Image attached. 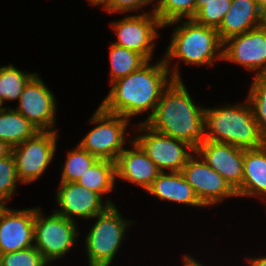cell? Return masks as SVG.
<instances>
[{
  "label": "cell",
  "instance_id": "cell-1",
  "mask_svg": "<svg viewBox=\"0 0 266 266\" xmlns=\"http://www.w3.org/2000/svg\"><path fill=\"white\" fill-rule=\"evenodd\" d=\"M173 80L163 57L155 64L148 60L131 74L112 82L100 106L106 112L119 114L129 120L150 111L142 121L145 123L153 115L163 91Z\"/></svg>",
  "mask_w": 266,
  "mask_h": 266
},
{
  "label": "cell",
  "instance_id": "cell-2",
  "mask_svg": "<svg viewBox=\"0 0 266 266\" xmlns=\"http://www.w3.org/2000/svg\"><path fill=\"white\" fill-rule=\"evenodd\" d=\"M194 102L183 80H173L145 124L156 132L188 142L196 149L205 140V108Z\"/></svg>",
  "mask_w": 266,
  "mask_h": 266
},
{
  "label": "cell",
  "instance_id": "cell-3",
  "mask_svg": "<svg viewBox=\"0 0 266 266\" xmlns=\"http://www.w3.org/2000/svg\"><path fill=\"white\" fill-rule=\"evenodd\" d=\"M180 21H173L163 26L165 28L178 24L174 27L167 50L163 55L165 65L174 80H182L178 65L180 61L190 66L203 67L214 66L216 60L223 61V42L215 28L200 25L192 19L182 20L179 25ZM172 60H177V64L171 65Z\"/></svg>",
  "mask_w": 266,
  "mask_h": 266
},
{
  "label": "cell",
  "instance_id": "cell-4",
  "mask_svg": "<svg viewBox=\"0 0 266 266\" xmlns=\"http://www.w3.org/2000/svg\"><path fill=\"white\" fill-rule=\"evenodd\" d=\"M204 116L206 140L231 144L244 150L259 148L266 143L247 99L240 105L226 103L218 108L205 107Z\"/></svg>",
  "mask_w": 266,
  "mask_h": 266
},
{
  "label": "cell",
  "instance_id": "cell-5",
  "mask_svg": "<svg viewBox=\"0 0 266 266\" xmlns=\"http://www.w3.org/2000/svg\"><path fill=\"white\" fill-rule=\"evenodd\" d=\"M93 219L96 221L84 239L88 265L111 266L134 221L123 218L116 205H110Z\"/></svg>",
  "mask_w": 266,
  "mask_h": 266
},
{
  "label": "cell",
  "instance_id": "cell-6",
  "mask_svg": "<svg viewBox=\"0 0 266 266\" xmlns=\"http://www.w3.org/2000/svg\"><path fill=\"white\" fill-rule=\"evenodd\" d=\"M42 212L40 207H35L34 246L47 263H54L69 254L79 240L78 223L54 211L49 216Z\"/></svg>",
  "mask_w": 266,
  "mask_h": 266
},
{
  "label": "cell",
  "instance_id": "cell-7",
  "mask_svg": "<svg viewBox=\"0 0 266 266\" xmlns=\"http://www.w3.org/2000/svg\"><path fill=\"white\" fill-rule=\"evenodd\" d=\"M96 124L79 145L97 159L116 161L118 155L125 149L127 127L130 120L119 114L106 112L100 105L89 120Z\"/></svg>",
  "mask_w": 266,
  "mask_h": 266
},
{
  "label": "cell",
  "instance_id": "cell-8",
  "mask_svg": "<svg viewBox=\"0 0 266 266\" xmlns=\"http://www.w3.org/2000/svg\"><path fill=\"white\" fill-rule=\"evenodd\" d=\"M140 135L134 141L156 164L160 172H179L196 149L188 142L154 131L145 123L137 124Z\"/></svg>",
  "mask_w": 266,
  "mask_h": 266
},
{
  "label": "cell",
  "instance_id": "cell-9",
  "mask_svg": "<svg viewBox=\"0 0 266 266\" xmlns=\"http://www.w3.org/2000/svg\"><path fill=\"white\" fill-rule=\"evenodd\" d=\"M58 131H38L33 137L12 148L16 172L21 184L38 180L52 163Z\"/></svg>",
  "mask_w": 266,
  "mask_h": 266
},
{
  "label": "cell",
  "instance_id": "cell-10",
  "mask_svg": "<svg viewBox=\"0 0 266 266\" xmlns=\"http://www.w3.org/2000/svg\"><path fill=\"white\" fill-rule=\"evenodd\" d=\"M117 37L114 44L138 52L147 60H152L154 47L159 38L162 23L153 11L125 15L122 19L110 23Z\"/></svg>",
  "mask_w": 266,
  "mask_h": 266
},
{
  "label": "cell",
  "instance_id": "cell-11",
  "mask_svg": "<svg viewBox=\"0 0 266 266\" xmlns=\"http://www.w3.org/2000/svg\"><path fill=\"white\" fill-rule=\"evenodd\" d=\"M181 173L204 207L220 204L226 198L237 197L236 191L229 183L197 152L188 159Z\"/></svg>",
  "mask_w": 266,
  "mask_h": 266
},
{
  "label": "cell",
  "instance_id": "cell-12",
  "mask_svg": "<svg viewBox=\"0 0 266 266\" xmlns=\"http://www.w3.org/2000/svg\"><path fill=\"white\" fill-rule=\"evenodd\" d=\"M53 92L36 73L25 85L18 106L14 108L39 131H57L55 129L57 102ZM55 129V130H54Z\"/></svg>",
  "mask_w": 266,
  "mask_h": 266
},
{
  "label": "cell",
  "instance_id": "cell-13",
  "mask_svg": "<svg viewBox=\"0 0 266 266\" xmlns=\"http://www.w3.org/2000/svg\"><path fill=\"white\" fill-rule=\"evenodd\" d=\"M223 61L266 75V30L260 26L223 42ZM255 73V74H254Z\"/></svg>",
  "mask_w": 266,
  "mask_h": 266
},
{
  "label": "cell",
  "instance_id": "cell-14",
  "mask_svg": "<svg viewBox=\"0 0 266 266\" xmlns=\"http://www.w3.org/2000/svg\"><path fill=\"white\" fill-rule=\"evenodd\" d=\"M110 198L103 197L76 182H60L56 194V202L59 209L53 211L67 219H92L103 213L110 205H115Z\"/></svg>",
  "mask_w": 266,
  "mask_h": 266
},
{
  "label": "cell",
  "instance_id": "cell-15",
  "mask_svg": "<svg viewBox=\"0 0 266 266\" xmlns=\"http://www.w3.org/2000/svg\"><path fill=\"white\" fill-rule=\"evenodd\" d=\"M35 207L13 209L6 207L0 214V254L20 251L34 246Z\"/></svg>",
  "mask_w": 266,
  "mask_h": 266
},
{
  "label": "cell",
  "instance_id": "cell-16",
  "mask_svg": "<svg viewBox=\"0 0 266 266\" xmlns=\"http://www.w3.org/2000/svg\"><path fill=\"white\" fill-rule=\"evenodd\" d=\"M196 152L237 191L242 186L244 149L204 140Z\"/></svg>",
  "mask_w": 266,
  "mask_h": 266
},
{
  "label": "cell",
  "instance_id": "cell-17",
  "mask_svg": "<svg viewBox=\"0 0 266 266\" xmlns=\"http://www.w3.org/2000/svg\"><path fill=\"white\" fill-rule=\"evenodd\" d=\"M129 144L132 148L124 149L115 161L116 179H122L146 191L160 171L132 138Z\"/></svg>",
  "mask_w": 266,
  "mask_h": 266
},
{
  "label": "cell",
  "instance_id": "cell-18",
  "mask_svg": "<svg viewBox=\"0 0 266 266\" xmlns=\"http://www.w3.org/2000/svg\"><path fill=\"white\" fill-rule=\"evenodd\" d=\"M146 193L171 203L175 202L194 208H204L181 171L160 172L151 186L146 190Z\"/></svg>",
  "mask_w": 266,
  "mask_h": 266
},
{
  "label": "cell",
  "instance_id": "cell-19",
  "mask_svg": "<svg viewBox=\"0 0 266 266\" xmlns=\"http://www.w3.org/2000/svg\"><path fill=\"white\" fill-rule=\"evenodd\" d=\"M236 193L237 197H259L266 203V143L244 150L242 186Z\"/></svg>",
  "mask_w": 266,
  "mask_h": 266
},
{
  "label": "cell",
  "instance_id": "cell-20",
  "mask_svg": "<svg viewBox=\"0 0 266 266\" xmlns=\"http://www.w3.org/2000/svg\"><path fill=\"white\" fill-rule=\"evenodd\" d=\"M261 6L256 0H232L229 11L216 29L222 42L260 25Z\"/></svg>",
  "mask_w": 266,
  "mask_h": 266
},
{
  "label": "cell",
  "instance_id": "cell-21",
  "mask_svg": "<svg viewBox=\"0 0 266 266\" xmlns=\"http://www.w3.org/2000/svg\"><path fill=\"white\" fill-rule=\"evenodd\" d=\"M38 131L35 125L14 108L4 107L0 110V140L10 147L23 143Z\"/></svg>",
  "mask_w": 266,
  "mask_h": 266
},
{
  "label": "cell",
  "instance_id": "cell-22",
  "mask_svg": "<svg viewBox=\"0 0 266 266\" xmlns=\"http://www.w3.org/2000/svg\"><path fill=\"white\" fill-rule=\"evenodd\" d=\"M115 182V162L104 159H97L90 168L76 180V183L80 186L92 190L102 197L115 189Z\"/></svg>",
  "mask_w": 266,
  "mask_h": 266
},
{
  "label": "cell",
  "instance_id": "cell-23",
  "mask_svg": "<svg viewBox=\"0 0 266 266\" xmlns=\"http://www.w3.org/2000/svg\"><path fill=\"white\" fill-rule=\"evenodd\" d=\"M108 56L110 58V84L131 74L148 61L138 52L114 43L109 46Z\"/></svg>",
  "mask_w": 266,
  "mask_h": 266
},
{
  "label": "cell",
  "instance_id": "cell-24",
  "mask_svg": "<svg viewBox=\"0 0 266 266\" xmlns=\"http://www.w3.org/2000/svg\"><path fill=\"white\" fill-rule=\"evenodd\" d=\"M36 74L19 70L9 63L0 67V101L19 100V97L29 80Z\"/></svg>",
  "mask_w": 266,
  "mask_h": 266
},
{
  "label": "cell",
  "instance_id": "cell-25",
  "mask_svg": "<svg viewBox=\"0 0 266 266\" xmlns=\"http://www.w3.org/2000/svg\"><path fill=\"white\" fill-rule=\"evenodd\" d=\"M153 13L162 25L177 20L192 19L196 13V0H155Z\"/></svg>",
  "mask_w": 266,
  "mask_h": 266
},
{
  "label": "cell",
  "instance_id": "cell-26",
  "mask_svg": "<svg viewBox=\"0 0 266 266\" xmlns=\"http://www.w3.org/2000/svg\"><path fill=\"white\" fill-rule=\"evenodd\" d=\"M97 160L95 156L84 150L79 144L67 152L62 164L60 182H76Z\"/></svg>",
  "mask_w": 266,
  "mask_h": 266
},
{
  "label": "cell",
  "instance_id": "cell-27",
  "mask_svg": "<svg viewBox=\"0 0 266 266\" xmlns=\"http://www.w3.org/2000/svg\"><path fill=\"white\" fill-rule=\"evenodd\" d=\"M232 0L196 1L193 21L217 29L231 7Z\"/></svg>",
  "mask_w": 266,
  "mask_h": 266
},
{
  "label": "cell",
  "instance_id": "cell-28",
  "mask_svg": "<svg viewBox=\"0 0 266 266\" xmlns=\"http://www.w3.org/2000/svg\"><path fill=\"white\" fill-rule=\"evenodd\" d=\"M253 77L246 99L252 107L259 131L266 139V75Z\"/></svg>",
  "mask_w": 266,
  "mask_h": 266
},
{
  "label": "cell",
  "instance_id": "cell-29",
  "mask_svg": "<svg viewBox=\"0 0 266 266\" xmlns=\"http://www.w3.org/2000/svg\"><path fill=\"white\" fill-rule=\"evenodd\" d=\"M20 183L13 154L0 159V198L6 203L14 196Z\"/></svg>",
  "mask_w": 266,
  "mask_h": 266
},
{
  "label": "cell",
  "instance_id": "cell-30",
  "mask_svg": "<svg viewBox=\"0 0 266 266\" xmlns=\"http://www.w3.org/2000/svg\"><path fill=\"white\" fill-rule=\"evenodd\" d=\"M46 263L42 254L35 246L20 251L0 254V266H44Z\"/></svg>",
  "mask_w": 266,
  "mask_h": 266
},
{
  "label": "cell",
  "instance_id": "cell-31",
  "mask_svg": "<svg viewBox=\"0 0 266 266\" xmlns=\"http://www.w3.org/2000/svg\"><path fill=\"white\" fill-rule=\"evenodd\" d=\"M155 0H104L99 6L106 10L109 14L129 13V11H138L147 5H155ZM144 6V7H143Z\"/></svg>",
  "mask_w": 266,
  "mask_h": 266
},
{
  "label": "cell",
  "instance_id": "cell-32",
  "mask_svg": "<svg viewBox=\"0 0 266 266\" xmlns=\"http://www.w3.org/2000/svg\"><path fill=\"white\" fill-rule=\"evenodd\" d=\"M248 266H266V256L260 257H247Z\"/></svg>",
  "mask_w": 266,
  "mask_h": 266
},
{
  "label": "cell",
  "instance_id": "cell-33",
  "mask_svg": "<svg viewBox=\"0 0 266 266\" xmlns=\"http://www.w3.org/2000/svg\"><path fill=\"white\" fill-rule=\"evenodd\" d=\"M183 266H204L199 260L190 255H183Z\"/></svg>",
  "mask_w": 266,
  "mask_h": 266
},
{
  "label": "cell",
  "instance_id": "cell-34",
  "mask_svg": "<svg viewBox=\"0 0 266 266\" xmlns=\"http://www.w3.org/2000/svg\"><path fill=\"white\" fill-rule=\"evenodd\" d=\"M12 153V147L6 142L0 140V159L9 156Z\"/></svg>",
  "mask_w": 266,
  "mask_h": 266
},
{
  "label": "cell",
  "instance_id": "cell-35",
  "mask_svg": "<svg viewBox=\"0 0 266 266\" xmlns=\"http://www.w3.org/2000/svg\"><path fill=\"white\" fill-rule=\"evenodd\" d=\"M261 28L266 30V5L261 7L260 25Z\"/></svg>",
  "mask_w": 266,
  "mask_h": 266
},
{
  "label": "cell",
  "instance_id": "cell-36",
  "mask_svg": "<svg viewBox=\"0 0 266 266\" xmlns=\"http://www.w3.org/2000/svg\"><path fill=\"white\" fill-rule=\"evenodd\" d=\"M104 0H88V2L93 6H99Z\"/></svg>",
  "mask_w": 266,
  "mask_h": 266
},
{
  "label": "cell",
  "instance_id": "cell-37",
  "mask_svg": "<svg viewBox=\"0 0 266 266\" xmlns=\"http://www.w3.org/2000/svg\"><path fill=\"white\" fill-rule=\"evenodd\" d=\"M7 203L0 198V214L7 207Z\"/></svg>",
  "mask_w": 266,
  "mask_h": 266
},
{
  "label": "cell",
  "instance_id": "cell-38",
  "mask_svg": "<svg viewBox=\"0 0 266 266\" xmlns=\"http://www.w3.org/2000/svg\"><path fill=\"white\" fill-rule=\"evenodd\" d=\"M256 1L261 7L266 5V0H256Z\"/></svg>",
  "mask_w": 266,
  "mask_h": 266
},
{
  "label": "cell",
  "instance_id": "cell-39",
  "mask_svg": "<svg viewBox=\"0 0 266 266\" xmlns=\"http://www.w3.org/2000/svg\"><path fill=\"white\" fill-rule=\"evenodd\" d=\"M3 108H4V106H3L2 102L0 101V110Z\"/></svg>",
  "mask_w": 266,
  "mask_h": 266
},
{
  "label": "cell",
  "instance_id": "cell-40",
  "mask_svg": "<svg viewBox=\"0 0 266 266\" xmlns=\"http://www.w3.org/2000/svg\"><path fill=\"white\" fill-rule=\"evenodd\" d=\"M53 265L52 263H46L44 266H50Z\"/></svg>",
  "mask_w": 266,
  "mask_h": 266
},
{
  "label": "cell",
  "instance_id": "cell-41",
  "mask_svg": "<svg viewBox=\"0 0 266 266\" xmlns=\"http://www.w3.org/2000/svg\"><path fill=\"white\" fill-rule=\"evenodd\" d=\"M196 1H212V0H196Z\"/></svg>",
  "mask_w": 266,
  "mask_h": 266
}]
</instances>
